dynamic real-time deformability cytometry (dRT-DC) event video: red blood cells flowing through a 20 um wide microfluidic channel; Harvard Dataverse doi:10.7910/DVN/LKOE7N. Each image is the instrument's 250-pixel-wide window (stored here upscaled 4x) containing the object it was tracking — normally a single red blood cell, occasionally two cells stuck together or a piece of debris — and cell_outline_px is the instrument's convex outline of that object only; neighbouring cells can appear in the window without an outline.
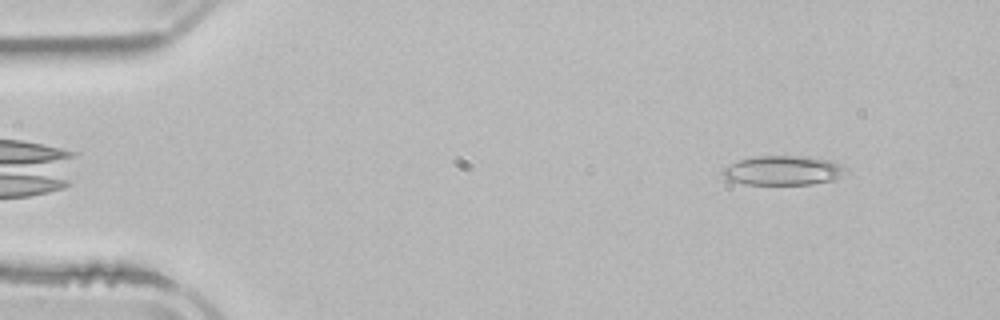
{"species": "common noctule bat (a hibernating species)", "species_latin": "Nyctalus noctula", "temperature_condition": "room temperature", "stored_images_in_passage": 3, "camera_frame_rate_fps": 3000, "um_per_image_px": 0.085, "animal": {"sex": "male", "body_mass_g": 21.5, "forearm_length_mm": 52.0}, "frame": {"image": 1, "passage_image": 3, "time_ms": 2.667, "image_size_px": [1000, 320], "cell_outline_px": [[848, 168], [836, 180], [812, 184], [744, 184], [724, 180], [720, 172], [728, 164], [740, 160], [756, 156], [804, 156], [832, 160], [844, 164]], "centroid_in_image_um": [66.55, 14.49], "position_along_channel_um": 18.4, "area_um2": 21.5}}